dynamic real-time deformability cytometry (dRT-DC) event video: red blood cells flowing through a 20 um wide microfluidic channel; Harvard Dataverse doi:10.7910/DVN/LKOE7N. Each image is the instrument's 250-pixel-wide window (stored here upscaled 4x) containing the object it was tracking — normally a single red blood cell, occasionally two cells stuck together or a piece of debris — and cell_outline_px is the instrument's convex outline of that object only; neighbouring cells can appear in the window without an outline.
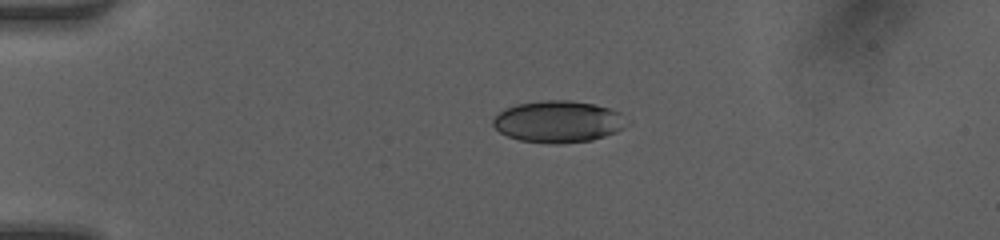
{"species": "human", "species_latin": "Homo sapiens", "temperature_condition": "room temperature", "stored_images_in_passage": 12, "camera_frame_rate_fps": 3000, "um_per_image_px": 0.085, "donor": {"sex": "female"}, "frame": {"image": 1, "passage_image": 1, "time_ms": 0.0, "image_size_px": [1000, 240], "cell_outline_px": [[628, 124], [624, 128], [616, 132], [592, 140], [560, 144], [548, 144], [520, 140], [508, 136], [500, 132], [492, 124], [492, 120], [500, 112], [516, 104], [548, 100], [572, 100], [592, 104], [608, 108], [620, 112]], "centroid_in_image_um": [47.46, 10.35], "position_along_channel_um": 37.5, "area_um2": 32.43}}
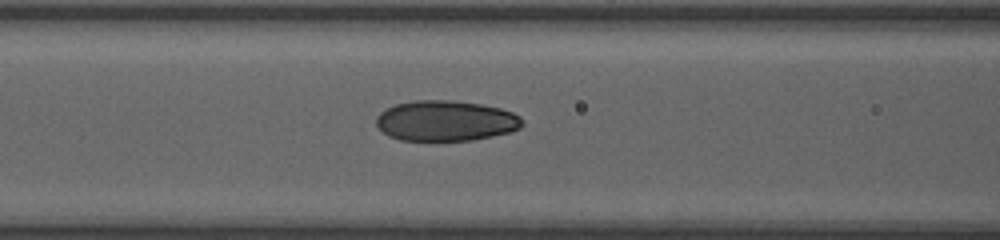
{"frame": {"image": 2, "passage_image": 6, "time_ms": 1.667, "image_size_px": [1000, 240], "cell_outline_px": [[524, 124], [520, 128], [508, 132], [492, 136], [472, 140], [400, 140], [388, 136], [376, 124], [376, 116], [380, 112], [396, 104], [412, 100], [448, 100], [480, 104], [500, 108], [512, 112], [520, 116]], "centroid_in_image_um": [37.88, 10.26], "position_along_channel_um": 128.7, "area_um2": 34.33}}
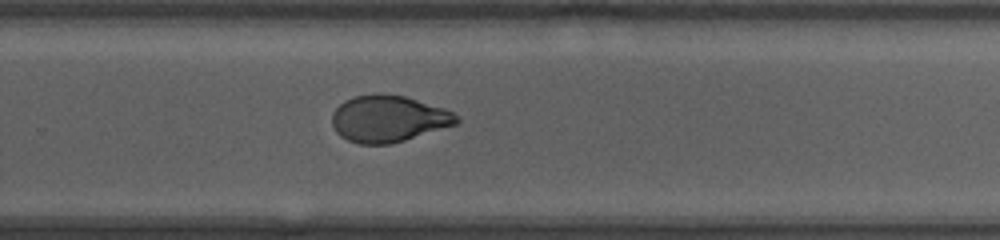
{"frame": {"image": 3, "passage_image": 12, "time_ms": 3.667, "image_size_px": [1000, 240], "cell_outline_px": [[460, 120], [456, 124], [404, 140], [388, 144], [360, 144], [348, 140], [340, 136], [336, 132], [332, 124], [332, 112], [344, 100], [352, 96], [376, 92], [380, 92], [404, 96], [444, 108], [460, 116]], "centroid_in_image_um": [32.98, 10.07], "position_along_channel_um": 296.8, "area_um2": 33.99}}